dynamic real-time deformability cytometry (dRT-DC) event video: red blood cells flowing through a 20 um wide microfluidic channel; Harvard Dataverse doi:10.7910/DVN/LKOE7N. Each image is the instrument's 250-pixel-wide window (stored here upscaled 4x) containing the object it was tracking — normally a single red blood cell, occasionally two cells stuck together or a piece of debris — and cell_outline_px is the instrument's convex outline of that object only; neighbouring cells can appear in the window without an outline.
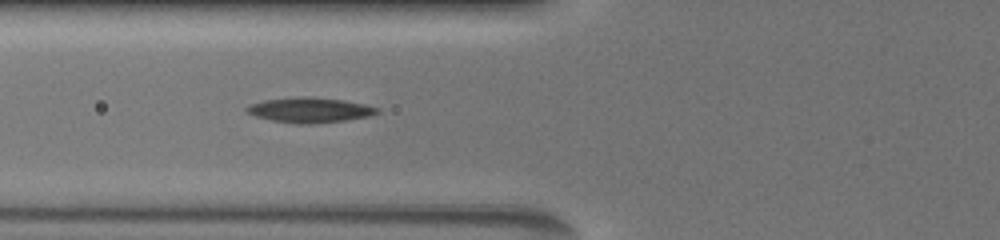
{"species": "common noctule bat (a hibernating species)", "species_latin": "Nyctalus noctula", "temperature_condition": "warm", "stored_images_in_passage": 17, "segment_of_instrument_passage": [1, 2], "camera_frame_rate_fps": 3000, "um_per_image_px": 0.085, "animal": {"sex": "female", "body_mass_g": 19.5, "forearm_length_mm": 54.1}, "frame": {"image": 1, "passage_image": 2, "time_ms": 1.0, "image_size_px": [1000, 240], "cell_outline_px": [[380, 112], [368, 116], [344, 120], [312, 124], [296, 124], [272, 120], [256, 116], [244, 112], [244, 108], [252, 104], [264, 100], [344, 100], [364, 104], [380, 108]], "centroid_in_image_um": [26.35, 9.42], "position_along_channel_um": 99.4, "area_um2": 17.8}}
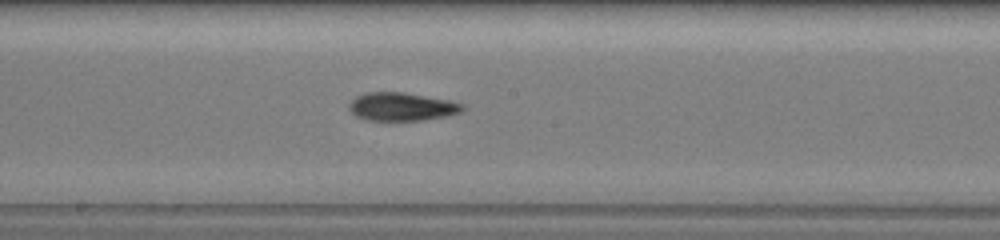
{"frame": {"image": 2, "passage_image": 6, "time_ms": 4.0, "image_size_px": [1000, 240], "cell_outline_px": [[464, 108], [460, 112], [448, 116], [424, 120], [364, 120], [356, 116], [348, 108], [348, 104], [356, 96], [368, 92], [404, 92], [448, 100], [464, 104]], "centroid_in_image_um": [34.13, 9.07], "position_along_channel_um": 214.1, "area_um2": 18.67}}
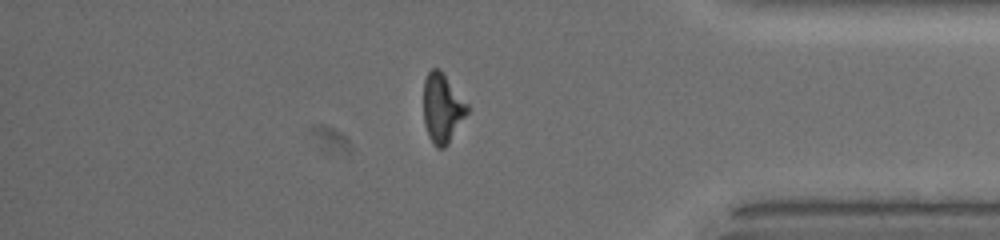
{"frame": {"image": 3, "passage_image": 13, "time_ms": 9.333, "image_size_px": [1000, 240], "cell_outline_px": [[468, 112], [448, 144], [444, 148], [436, 148], [432, 144], [428, 136], [424, 124], [424, 80], [428, 72], [432, 68], [440, 68], [468, 104]], "centroid_in_image_um": [37.58, 9.2], "position_along_channel_um": 397.6, "area_um2": 17.74}}